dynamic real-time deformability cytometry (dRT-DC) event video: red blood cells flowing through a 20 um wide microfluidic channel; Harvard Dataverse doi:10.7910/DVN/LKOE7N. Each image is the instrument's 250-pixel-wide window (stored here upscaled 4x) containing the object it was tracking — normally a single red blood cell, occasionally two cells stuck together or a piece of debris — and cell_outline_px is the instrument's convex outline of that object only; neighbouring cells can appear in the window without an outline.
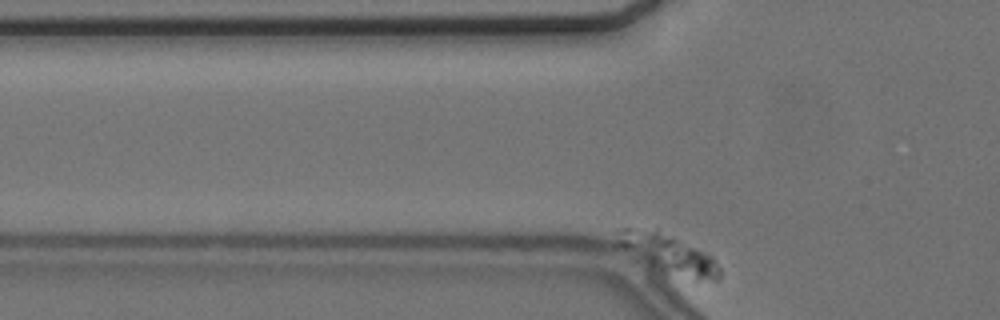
{"species": "common noctule bat (a hibernating species)", "species_latin": "Nyctalus noctula", "temperature_condition": "cold", "stored_images_in_passage": 41, "camera_frame_rate_fps": 3000, "um_per_image_px": 0.085, "animal": {"sex": "female", "body_mass_g": 24.6, "forearm_length_mm": 56.2}, "frame": {"image": 1, "passage_image": 2, "time_ms": 0.333, "image_size_px": [1000, 320], "cell_outline_px": [[720, 280], [696, 280], [664, 276], [616, 244], [616, 228], [656, 228], [708, 252], [716, 260], [720, 268]], "centroid_in_image_um": [56.81, 21.59], "position_along_channel_um": 69.0, "area_um2": 24.51}}
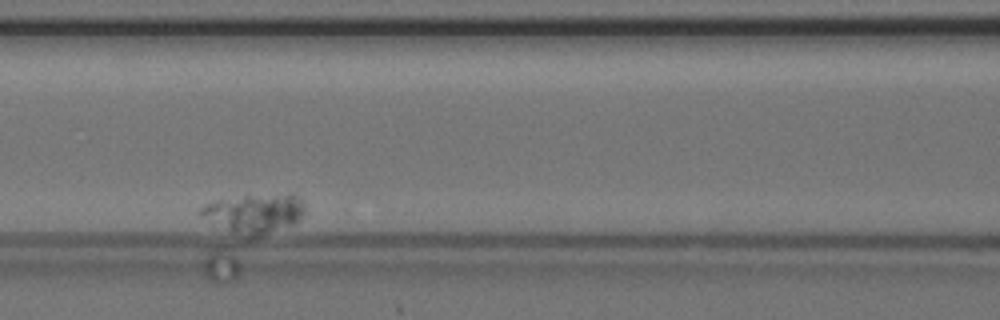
{"frame": {"image": 2, "passage_image": 14, "time_ms": 4.333, "image_size_px": [1000, 320], "cell_outline_px": [[308, 212], [304, 216], [292, 224], [260, 236], [248, 236], [228, 232], [212, 228], [200, 216], [200, 208], [216, 200], [244, 196], [292, 192], [304, 200]], "centroid_in_image_um": [21.63, 18.13], "position_along_channel_um": 145.0, "area_um2": 24.68}}
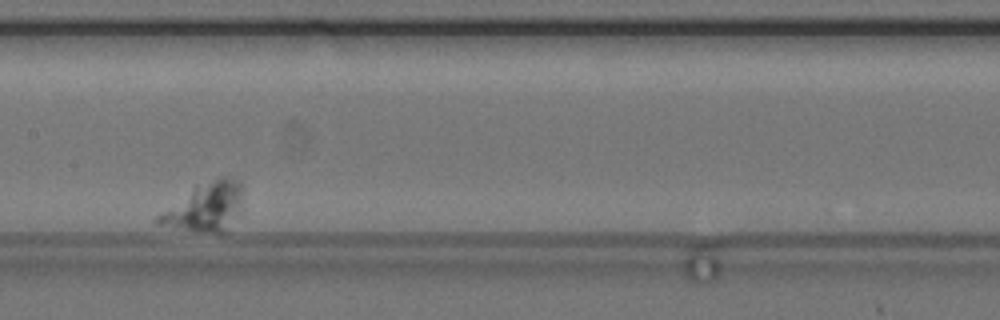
{"frame": {"image": 3, "passage_image": 20, "time_ms": 6.333, "image_size_px": [1000, 320], "cell_outline_px": [[244, 188], [240, 216], [224, 232], [212, 232], [156, 224], [152, 220], [156, 216], [196, 184], [216, 176], [224, 176], [240, 180]], "centroid_in_image_um": [17.51, 17.53], "position_along_channel_um": 189.9, "area_um2": 24.33}}